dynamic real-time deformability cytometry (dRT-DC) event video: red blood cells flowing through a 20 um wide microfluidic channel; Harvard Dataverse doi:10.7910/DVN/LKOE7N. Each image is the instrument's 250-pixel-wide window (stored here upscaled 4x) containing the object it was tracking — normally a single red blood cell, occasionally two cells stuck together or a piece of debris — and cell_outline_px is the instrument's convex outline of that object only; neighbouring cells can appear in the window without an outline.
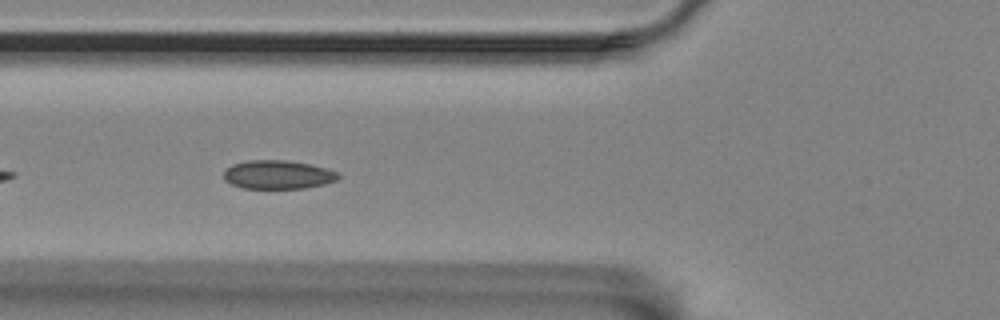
{"species": "Egyptian fruit bat (a non-hibernating species)", "species_latin": "Rousettus aegyptiacus", "temperature_condition": "room temperature", "stored_images_in_passage": 43, "camera_frame_rate_fps": 3000, "um_per_image_px": 0.085, "animal": {"sex": "female"}, "frame": {"image": 1, "passage_image": 6, "time_ms": 1.667, "image_size_px": [1000, 320], "cell_outline_px": [[340, 176], [336, 180], [324, 184], [304, 188], [244, 188], [232, 184], [224, 180], [224, 172], [232, 164], [248, 160], [284, 160], [308, 164], [340, 172]], "centroid_in_image_um": [23.62, 14.84], "position_along_channel_um": 102.2, "area_um2": 18.96}}
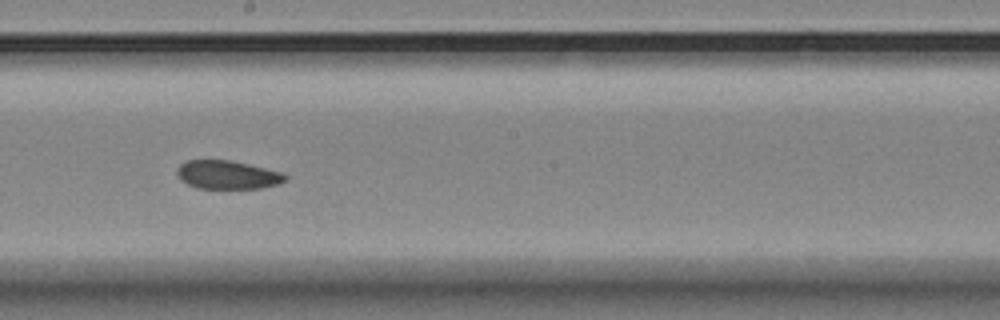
{"frame": {"image": 2, "passage_image": 17, "time_ms": 5.333, "image_size_px": [1000, 320], "cell_outline_px": [[288, 176], [284, 180], [276, 184], [260, 188], [196, 188], [180, 180], [176, 172], [176, 168], [180, 164], [188, 160], [228, 160], [248, 164], [280, 172]], "centroid_in_image_um": [19.27, 14.85], "position_along_channel_um": 228.9, "area_um2": 17.74}}
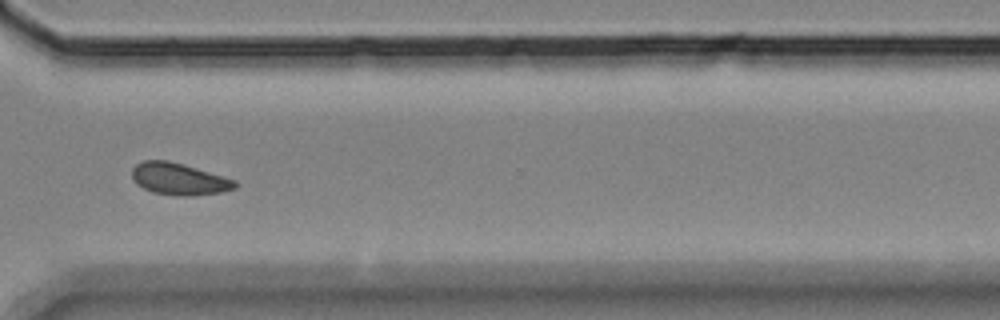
{"frame": {"image": 3, "passage_image": 28, "time_ms": 9.0, "image_size_px": [1000, 320], "cell_outline_px": [[240, 184], [236, 188], [220, 192], [192, 196], [176, 196], [152, 192], [136, 184], [132, 180], [132, 168], [136, 164], [144, 160], [168, 160], [184, 164], [236, 180]], "centroid_in_image_um": [15.21, 15.21], "position_along_channel_um": 355.4, "area_um2": 19.36}}